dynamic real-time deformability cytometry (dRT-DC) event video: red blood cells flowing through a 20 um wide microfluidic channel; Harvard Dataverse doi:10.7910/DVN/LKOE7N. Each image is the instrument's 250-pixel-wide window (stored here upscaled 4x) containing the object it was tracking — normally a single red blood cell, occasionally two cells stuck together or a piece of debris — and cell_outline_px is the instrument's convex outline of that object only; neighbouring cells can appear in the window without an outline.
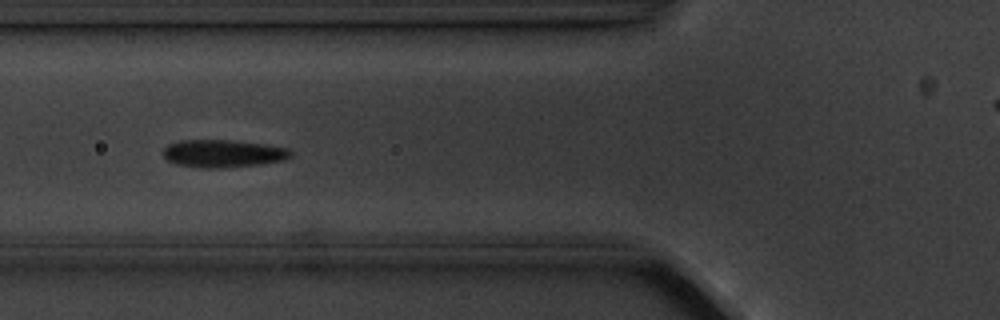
{"species": "common noctule bat (a hibernating species)", "species_latin": "Nyctalus noctula", "temperature_condition": "cold", "stored_images_in_passage": 6, "camera_frame_rate_fps": 3000, "um_per_image_px": 0.085, "animal": {"sex": "male", "body_mass_g": 20.1, "forearm_length_mm": 53.5}, "frame": {"image": 1, "passage_image": 6, "time_ms": 6.0, "image_size_px": [1000, 320], "cell_outline_px": [[292, 156], [284, 160], [260, 164], [220, 168], [204, 168], [176, 164], [168, 160], [164, 156], [164, 148], [168, 144], [180, 140], [232, 140], [268, 144], [288, 148], [292, 152]], "centroid_in_image_um": [18.99, 13.04], "position_along_channel_um": 106.8, "area_um2": 20.63}}